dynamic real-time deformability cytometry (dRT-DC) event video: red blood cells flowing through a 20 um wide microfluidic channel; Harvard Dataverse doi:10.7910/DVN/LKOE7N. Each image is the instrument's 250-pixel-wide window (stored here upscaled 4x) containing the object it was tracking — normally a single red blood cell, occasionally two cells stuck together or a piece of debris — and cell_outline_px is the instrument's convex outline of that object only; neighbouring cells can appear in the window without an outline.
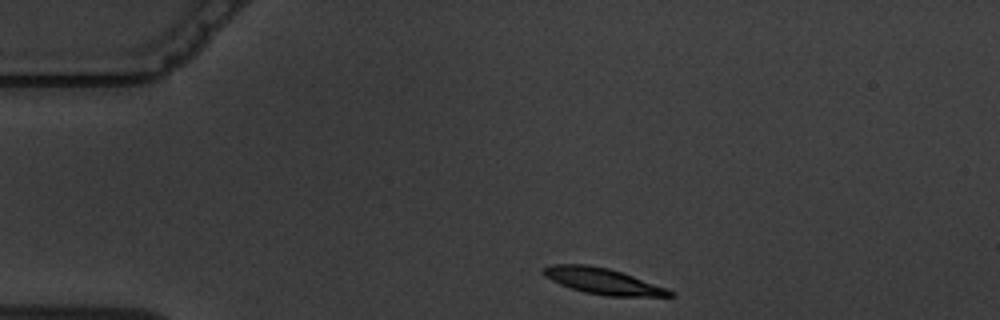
{"species": "common noctule bat (a hibernating species)", "species_latin": "Nyctalus noctula", "temperature_condition": "warm", "stored_images_in_passage": 5, "camera_frame_rate_fps": 3000, "um_per_image_px": 0.085, "animal": {"sex": "male", "body_mass_g": 19.5, "forearm_length_mm": 54.6}, "frame": {"image": 1, "passage_image": 1, "time_ms": 0.0, "image_size_px": [1000, 320], "cell_outline_px": [[676, 296], [608, 296], [584, 292], [560, 284], [544, 276], [544, 268], [552, 264], [588, 264], [608, 268], [632, 276], [676, 292]], "centroid_in_image_um": [51.24, 23.9], "position_along_channel_um": 33.8, "area_um2": 18.79}}